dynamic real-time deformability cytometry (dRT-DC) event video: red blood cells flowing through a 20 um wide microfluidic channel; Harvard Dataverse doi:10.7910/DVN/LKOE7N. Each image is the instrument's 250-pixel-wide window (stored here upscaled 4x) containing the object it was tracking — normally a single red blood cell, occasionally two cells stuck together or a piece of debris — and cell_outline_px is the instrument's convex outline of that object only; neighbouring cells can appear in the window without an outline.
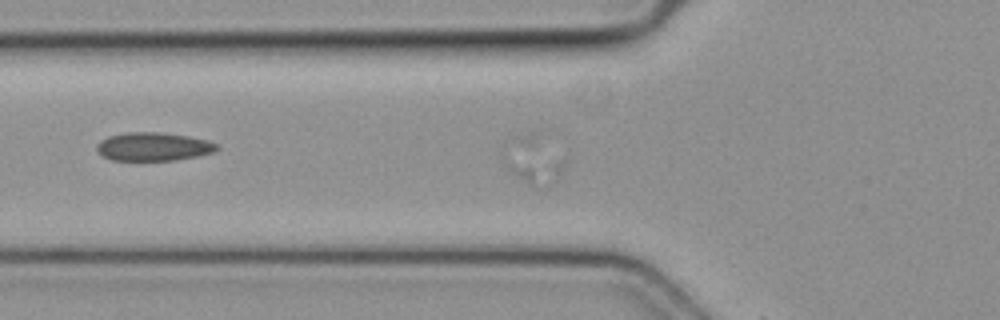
{"species": "common noctule bat (a hibernating species)", "species_latin": "Nyctalus noctula", "temperature_condition": "cold", "stored_images_in_passage": 7, "camera_frame_rate_fps": 3000, "um_per_image_px": 0.085, "animal": {"sex": "female", "body_mass_g": 19.3, "forearm_length_mm": 54.1}, "frame": {"image": 1, "passage_image": 6, "time_ms": 1.667, "image_size_px": [1000, 320], "cell_outline_px": [[564, 168], [560, 176], [548, 188], [532, 188], [508, 172], [500, 160], [500, 156], [504, 156], [564, 160]], "centroid_in_image_um": [45.4, 14.47], "position_along_channel_um": 80.4, "area_um2": 10.29}}